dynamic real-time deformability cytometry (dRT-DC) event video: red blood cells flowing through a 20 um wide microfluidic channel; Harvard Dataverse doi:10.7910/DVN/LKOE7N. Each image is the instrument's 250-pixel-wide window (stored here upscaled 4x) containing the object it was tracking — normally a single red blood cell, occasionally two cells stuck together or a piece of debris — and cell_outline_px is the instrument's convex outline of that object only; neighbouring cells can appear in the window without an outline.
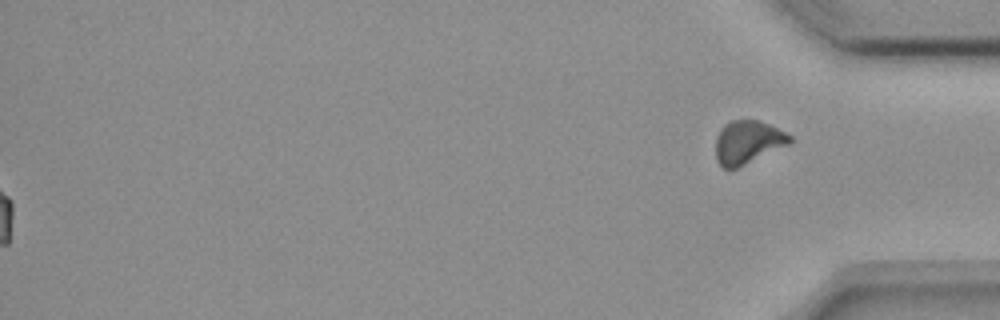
{"species": "common noctule bat (a hibernating species)", "species_latin": "Nyctalus noctula", "temperature_condition": "room temperature", "stored_images_in_passage": 40, "segment_of_instrument_passage": [2, 2], "camera_frame_rate_fps": 3000, "um_per_image_px": 0.085, "animal": {"sex": "female", "body_mass_g": 18.4}, "frame": {"image": 1, "passage_image": 40, "time_ms": 13.0, "image_size_px": [1000, 320], "cell_outline_px": [[792, 140], [788, 144], [736, 168], [724, 168], [716, 160], [716, 136], [720, 128], [724, 124], [732, 120], [760, 120], [792, 136]], "centroid_in_image_um": [63.52, 12.06], "position_along_channel_um": 371.7, "area_um2": 18.38}}